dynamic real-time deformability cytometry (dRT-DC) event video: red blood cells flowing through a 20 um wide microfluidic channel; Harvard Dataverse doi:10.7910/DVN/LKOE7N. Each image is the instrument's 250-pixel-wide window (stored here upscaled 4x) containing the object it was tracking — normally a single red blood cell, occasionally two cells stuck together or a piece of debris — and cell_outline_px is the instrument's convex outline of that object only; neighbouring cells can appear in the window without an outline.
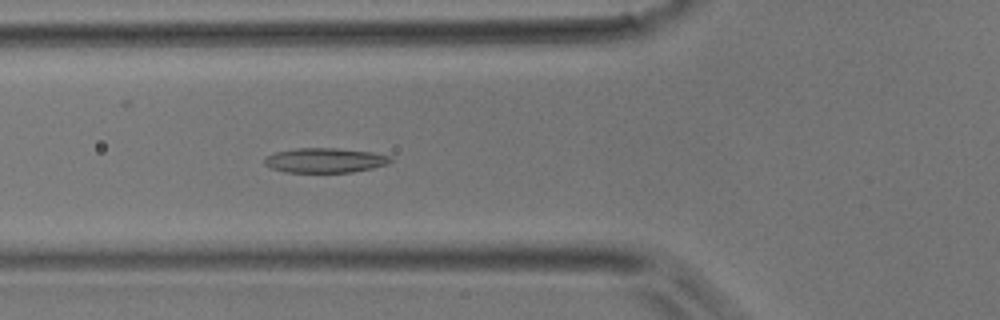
{"species": "common noctule bat (a hibernating species)", "species_latin": "Nyctalus noctula", "temperature_condition": "room temperature", "stored_images_in_passage": 48, "camera_frame_rate_fps": 3000, "um_per_image_px": 0.085, "animal": {"sex": "male", "body_mass_g": 17.9}, "frame": {"image": 1, "passage_image": 17, "time_ms": 5.333, "image_size_px": [1000, 320], "cell_outline_px": [[392, 160], [388, 164], [372, 168], [352, 172], [284, 172], [272, 168], [264, 164], [264, 156], [276, 152], [296, 148], [336, 148], [372, 152], [392, 156]], "centroid_in_image_um": [27.62, 13.62], "position_along_channel_um": 98.2, "area_um2": 18.21}}
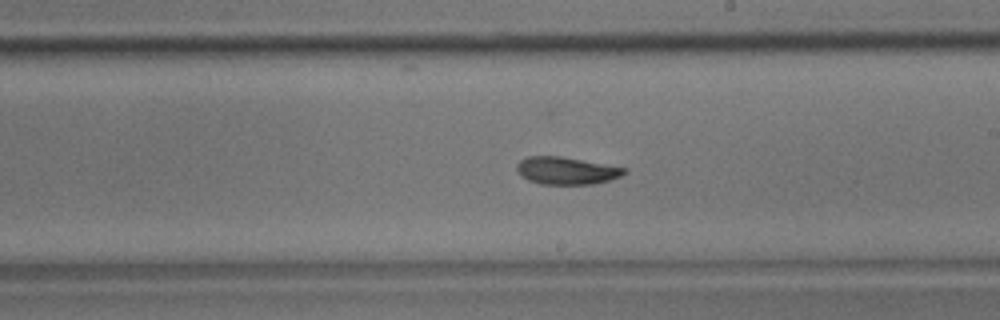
{"frame": {"image": 2, "passage_image": 27, "time_ms": 8.667, "image_size_px": [1000, 320], "cell_outline_px": [[628, 172], [620, 176], [608, 180], [592, 184], [540, 184], [528, 180], [520, 176], [516, 168], [516, 164], [520, 160], [528, 156], [560, 156], [628, 168]], "centroid_in_image_um": [48.13, 14.5], "position_along_channel_um": 240.9, "area_um2": 17.22}}
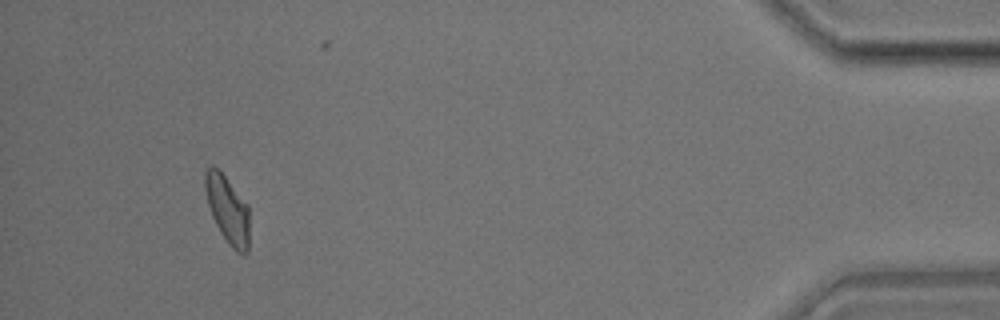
{"frame": {"image": 3, "passage_image": 44, "time_ms": 14.333, "image_size_px": [1000, 320], "cell_outline_px": [[248, 252], [244, 256], [236, 252], [228, 244], [220, 232], [212, 216], [208, 204], [204, 188], [204, 172], [212, 164], [224, 176], [248, 204]], "centroid_in_image_um": [19.33, 17.84], "position_along_channel_um": 415.9, "area_um2": 17.4}}